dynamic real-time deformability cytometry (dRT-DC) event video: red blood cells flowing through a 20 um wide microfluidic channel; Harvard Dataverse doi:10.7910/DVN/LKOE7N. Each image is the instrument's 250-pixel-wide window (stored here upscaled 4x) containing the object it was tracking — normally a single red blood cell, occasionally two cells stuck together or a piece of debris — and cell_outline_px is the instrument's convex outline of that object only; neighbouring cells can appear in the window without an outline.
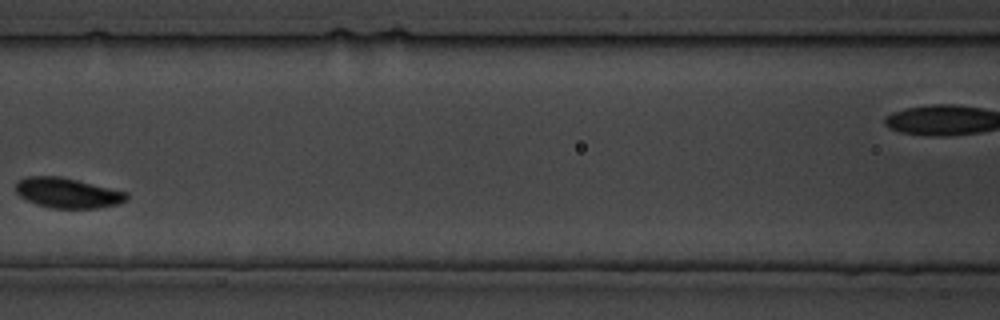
{"species": "common noctule bat (a hibernating species)", "species_latin": "Nyctalus noctula", "temperature_condition": "cold", "stored_images_in_passage": 27, "camera_frame_rate_fps": 3000, "um_per_image_px": 0.085, "animal": {"sex": "male", "body_mass_g": 19.5, "forearm_length_mm": 54.6}, "frame": {"image": 1, "passage_image": 8, "time_ms": 9.0, "image_size_px": [1000, 320], "cell_outline_px": [[128, 200], [116, 204], [96, 208], [52, 208], [36, 204], [20, 196], [16, 192], [16, 180], [24, 176], [60, 176], [128, 192]], "centroid_in_image_um": [5.72, 16.38], "position_along_channel_um": 160.9, "area_um2": 19.48}}
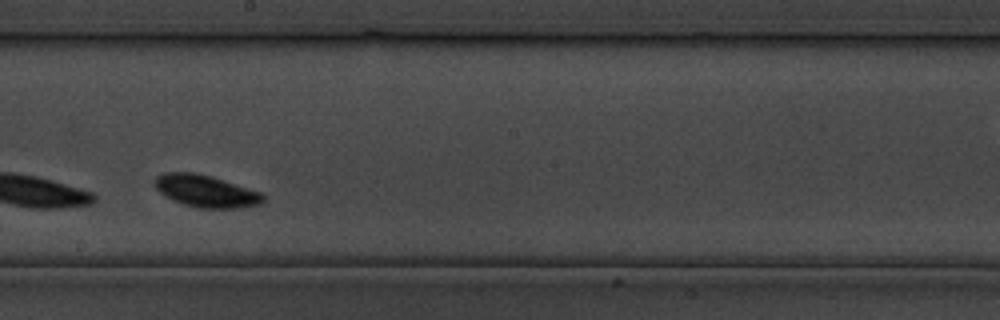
{"frame": {"image": 2, "passage_image": 12, "time_ms": 13.667, "image_size_px": [1000, 320], "cell_outline_px": [[264, 200], [260, 204], [240, 208], [196, 208], [172, 200], [160, 192], [152, 184], [152, 180], [156, 176], [164, 172], [192, 172], [212, 176], [260, 192], [264, 196]], "centroid_in_image_um": [17.45, 16.24], "position_along_channel_um": 230.8, "area_um2": 20.4}}